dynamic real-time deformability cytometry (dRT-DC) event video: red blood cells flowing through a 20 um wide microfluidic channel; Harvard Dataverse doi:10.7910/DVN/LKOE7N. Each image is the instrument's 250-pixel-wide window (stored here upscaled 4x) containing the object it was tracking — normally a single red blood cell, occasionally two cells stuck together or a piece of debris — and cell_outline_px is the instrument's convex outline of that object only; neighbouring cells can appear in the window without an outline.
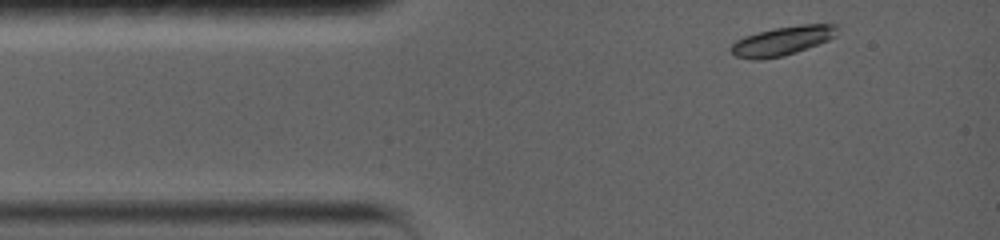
{"species": "common noctule bat (a hibernating species)", "species_latin": "Nyctalus noctula", "temperature_condition": "warm", "stored_images_in_passage": 24, "camera_frame_rate_fps": 5000, "um_per_image_px": 0.085, "animal": {"sex": "female", "body_mass_g": 19.0, "forearm_length_mm": 56.7}, "frame": {"image": 1, "passage_image": 1, "time_ms": 0.0, "image_size_px": [1000, 240], "cell_outline_px": [[840, 24], [836, 36], [828, 40], [796, 52], [784, 56], [760, 60], [752, 60], [736, 56], [728, 48], [736, 40], [744, 36], [776, 28], [800, 24]], "centroid_in_image_um": [66.51, 3.47], "position_along_channel_um": 18.5, "area_um2": 18.03}}
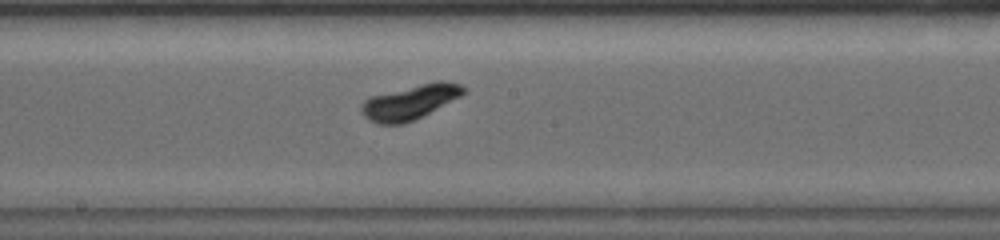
{"frame": {"image": 2, "passage_image": 11, "time_ms": 6.4, "image_size_px": [1000, 240], "cell_outline_px": [[468, 92], [404, 124], [376, 124], [368, 120], [360, 112], [360, 104], [368, 96], [436, 80], [444, 80], [464, 84], [468, 88]], "centroid_in_image_um": [34.84, 8.65], "position_along_channel_um": 213.4, "area_um2": 20.81}}
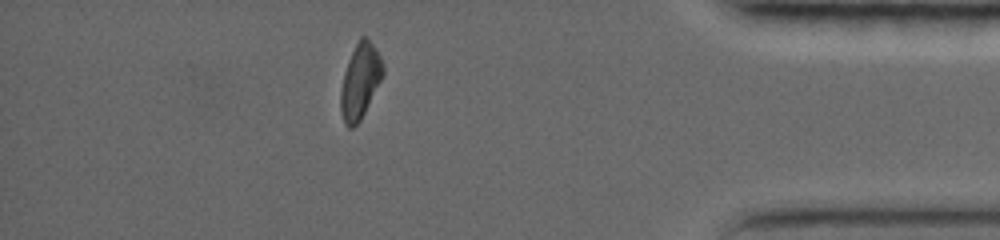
{"frame": {"image": 3, "passage_image": 21, "time_ms": 12.6, "image_size_px": [1000, 240], "cell_outline_px": [[384, 72], [360, 120], [352, 128], [348, 128], [344, 124], [340, 108], [340, 92], [344, 72], [348, 60], [360, 36], [364, 36], [372, 44], [380, 56], [384, 64]], "centroid_in_image_um": [30.59, 6.9], "position_along_channel_um": 404.6, "area_um2": 18.09}, "authors_computed_cell_mechanics": {"area_um2": 18.4093, "velocity_mm_per_s": 3.6769, "shape_relaxation_time_tau1_ms": 4.07, "shape_relaxation_time_tau2_ms": null, "deformation_change_tau1": 0.1816, "deformation_change_tau2": null}}